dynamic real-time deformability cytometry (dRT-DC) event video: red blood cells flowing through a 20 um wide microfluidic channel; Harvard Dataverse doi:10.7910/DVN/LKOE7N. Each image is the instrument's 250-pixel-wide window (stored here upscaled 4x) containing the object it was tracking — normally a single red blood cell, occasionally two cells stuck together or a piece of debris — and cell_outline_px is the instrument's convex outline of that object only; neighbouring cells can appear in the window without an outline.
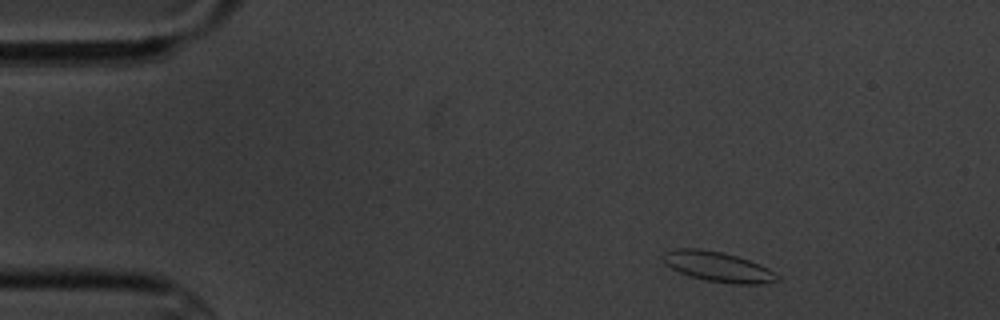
{"species": "common noctule bat (a hibernating species)", "species_latin": "Nyctalus noctula", "temperature_condition": "cold", "stored_images_in_passage": 4, "camera_frame_rate_fps": 3000, "um_per_image_px": 0.085, "animal": {"sex": "male", "body_mass_g": 20.1, "forearm_length_mm": 53.5}, "frame": {"image": 1, "passage_image": 1, "time_ms": 0.0, "image_size_px": [1000, 320], "cell_outline_px": [[780, 280], [764, 284], [732, 284], [704, 280], [688, 276], [664, 264], [660, 256], [664, 252], [676, 248], [700, 248], [724, 252], [760, 264], [776, 272], [780, 276]], "centroid_in_image_um": [61.02, 22.67], "position_along_channel_um": 24.0, "area_um2": 20.4}}